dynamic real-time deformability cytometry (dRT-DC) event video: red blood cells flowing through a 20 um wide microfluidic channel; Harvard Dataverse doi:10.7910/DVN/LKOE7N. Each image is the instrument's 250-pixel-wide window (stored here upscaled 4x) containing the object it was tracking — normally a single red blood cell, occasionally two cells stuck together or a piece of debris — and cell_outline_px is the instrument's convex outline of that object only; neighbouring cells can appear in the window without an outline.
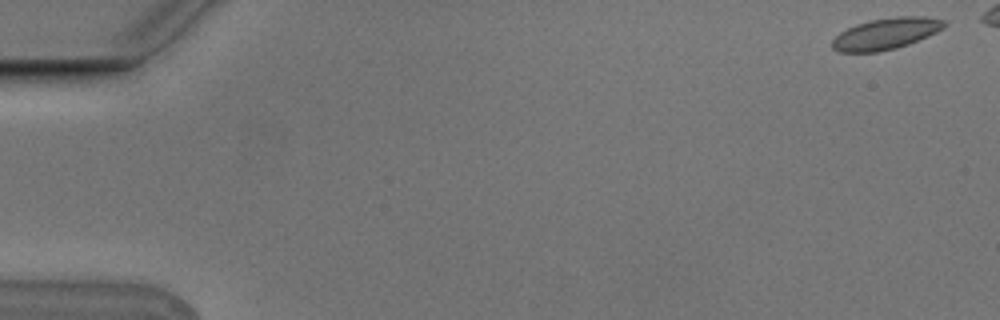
{"species": "Egyptian fruit bat (a non-hibernating species)", "species_latin": "Rousettus aegyptiacus", "temperature_condition": "cold", "stored_images_in_passage": 5, "camera_frame_rate_fps": 3000, "um_per_image_px": 0.085, "animal": {"sex": "male"}, "frame": {"image": 1, "passage_image": 1, "time_ms": 0.0, "image_size_px": [1000, 320], "cell_outline_px": [[948, 24], [944, 28], [928, 36], [908, 44], [896, 48], [876, 52], [840, 52], [832, 48], [832, 40], [840, 32], [856, 24], [872, 20], [896, 16], [924, 16], [944, 20]], "centroid_in_image_um": [75.32, 2.86], "position_along_channel_um": 9.7, "area_um2": 20.4}}